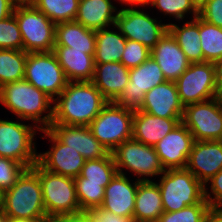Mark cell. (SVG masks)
<instances>
[{"instance_id":"cell-47","label":"cell","mask_w":222,"mask_h":222,"mask_svg":"<svg viewBox=\"0 0 222 222\" xmlns=\"http://www.w3.org/2000/svg\"><path fill=\"white\" fill-rule=\"evenodd\" d=\"M120 7L124 6H139L144 4V0H114Z\"/></svg>"},{"instance_id":"cell-28","label":"cell","mask_w":222,"mask_h":222,"mask_svg":"<svg viewBox=\"0 0 222 222\" xmlns=\"http://www.w3.org/2000/svg\"><path fill=\"white\" fill-rule=\"evenodd\" d=\"M95 44V30L88 29L76 21L56 24L55 46H67L94 54Z\"/></svg>"},{"instance_id":"cell-37","label":"cell","mask_w":222,"mask_h":222,"mask_svg":"<svg viewBox=\"0 0 222 222\" xmlns=\"http://www.w3.org/2000/svg\"><path fill=\"white\" fill-rule=\"evenodd\" d=\"M0 49L23 50L22 35L14 13L0 20Z\"/></svg>"},{"instance_id":"cell-15","label":"cell","mask_w":222,"mask_h":222,"mask_svg":"<svg viewBox=\"0 0 222 222\" xmlns=\"http://www.w3.org/2000/svg\"><path fill=\"white\" fill-rule=\"evenodd\" d=\"M165 81L167 80L158 63L150 56L141 65L130 68L129 82L114 102L133 110L139 109L145 99V94Z\"/></svg>"},{"instance_id":"cell-4","label":"cell","mask_w":222,"mask_h":222,"mask_svg":"<svg viewBox=\"0 0 222 222\" xmlns=\"http://www.w3.org/2000/svg\"><path fill=\"white\" fill-rule=\"evenodd\" d=\"M4 118H0V157L32 168L38 161L37 134L41 130L22 119Z\"/></svg>"},{"instance_id":"cell-29","label":"cell","mask_w":222,"mask_h":222,"mask_svg":"<svg viewBox=\"0 0 222 222\" xmlns=\"http://www.w3.org/2000/svg\"><path fill=\"white\" fill-rule=\"evenodd\" d=\"M95 36V63L121 62L127 39L119 29L115 25L99 29L95 31Z\"/></svg>"},{"instance_id":"cell-30","label":"cell","mask_w":222,"mask_h":222,"mask_svg":"<svg viewBox=\"0 0 222 222\" xmlns=\"http://www.w3.org/2000/svg\"><path fill=\"white\" fill-rule=\"evenodd\" d=\"M144 4L149 7V9L152 7L153 12L157 13H155V15H158L157 17L159 19L163 18V22L167 25H170L172 23L171 21L182 22L184 20L186 21V19L192 20L198 16V10L190 0H144ZM166 17L168 19H164ZM171 18L173 20H171ZM167 20L169 22H167Z\"/></svg>"},{"instance_id":"cell-32","label":"cell","mask_w":222,"mask_h":222,"mask_svg":"<svg viewBox=\"0 0 222 222\" xmlns=\"http://www.w3.org/2000/svg\"><path fill=\"white\" fill-rule=\"evenodd\" d=\"M117 173L114 158L110 152L102 159L85 160L80 175L84 178V183L101 184L105 188Z\"/></svg>"},{"instance_id":"cell-11","label":"cell","mask_w":222,"mask_h":222,"mask_svg":"<svg viewBox=\"0 0 222 222\" xmlns=\"http://www.w3.org/2000/svg\"><path fill=\"white\" fill-rule=\"evenodd\" d=\"M24 79L55 100L68 80L53 52L27 53Z\"/></svg>"},{"instance_id":"cell-42","label":"cell","mask_w":222,"mask_h":222,"mask_svg":"<svg viewBox=\"0 0 222 222\" xmlns=\"http://www.w3.org/2000/svg\"><path fill=\"white\" fill-rule=\"evenodd\" d=\"M89 222H136L134 218L115 215L101 207L83 211Z\"/></svg>"},{"instance_id":"cell-22","label":"cell","mask_w":222,"mask_h":222,"mask_svg":"<svg viewBox=\"0 0 222 222\" xmlns=\"http://www.w3.org/2000/svg\"><path fill=\"white\" fill-rule=\"evenodd\" d=\"M181 119L161 118L141 110H134L132 138L145 145L154 146L170 131Z\"/></svg>"},{"instance_id":"cell-21","label":"cell","mask_w":222,"mask_h":222,"mask_svg":"<svg viewBox=\"0 0 222 222\" xmlns=\"http://www.w3.org/2000/svg\"><path fill=\"white\" fill-rule=\"evenodd\" d=\"M150 56L158 63L167 81H176L190 62L169 31L151 50Z\"/></svg>"},{"instance_id":"cell-8","label":"cell","mask_w":222,"mask_h":222,"mask_svg":"<svg viewBox=\"0 0 222 222\" xmlns=\"http://www.w3.org/2000/svg\"><path fill=\"white\" fill-rule=\"evenodd\" d=\"M134 110L108 102L89 124L93 136L109 152L132 138Z\"/></svg>"},{"instance_id":"cell-1","label":"cell","mask_w":222,"mask_h":222,"mask_svg":"<svg viewBox=\"0 0 222 222\" xmlns=\"http://www.w3.org/2000/svg\"><path fill=\"white\" fill-rule=\"evenodd\" d=\"M108 102L92 81H68L54 100L51 124L89 126Z\"/></svg>"},{"instance_id":"cell-10","label":"cell","mask_w":222,"mask_h":222,"mask_svg":"<svg viewBox=\"0 0 222 222\" xmlns=\"http://www.w3.org/2000/svg\"><path fill=\"white\" fill-rule=\"evenodd\" d=\"M39 180L48 217L82 212L74 178L49 172L39 165Z\"/></svg>"},{"instance_id":"cell-7","label":"cell","mask_w":222,"mask_h":222,"mask_svg":"<svg viewBox=\"0 0 222 222\" xmlns=\"http://www.w3.org/2000/svg\"><path fill=\"white\" fill-rule=\"evenodd\" d=\"M146 8L145 4L120 7L115 26L127 40L137 41L152 50L168 31V25Z\"/></svg>"},{"instance_id":"cell-46","label":"cell","mask_w":222,"mask_h":222,"mask_svg":"<svg viewBox=\"0 0 222 222\" xmlns=\"http://www.w3.org/2000/svg\"><path fill=\"white\" fill-rule=\"evenodd\" d=\"M215 65V78L218 97L222 98V59L216 61Z\"/></svg>"},{"instance_id":"cell-44","label":"cell","mask_w":222,"mask_h":222,"mask_svg":"<svg viewBox=\"0 0 222 222\" xmlns=\"http://www.w3.org/2000/svg\"><path fill=\"white\" fill-rule=\"evenodd\" d=\"M14 2L13 0H0V20H3L14 12Z\"/></svg>"},{"instance_id":"cell-40","label":"cell","mask_w":222,"mask_h":222,"mask_svg":"<svg viewBox=\"0 0 222 222\" xmlns=\"http://www.w3.org/2000/svg\"><path fill=\"white\" fill-rule=\"evenodd\" d=\"M204 197L210 207H222V169L204 184Z\"/></svg>"},{"instance_id":"cell-39","label":"cell","mask_w":222,"mask_h":222,"mask_svg":"<svg viewBox=\"0 0 222 222\" xmlns=\"http://www.w3.org/2000/svg\"><path fill=\"white\" fill-rule=\"evenodd\" d=\"M150 53L151 50L143 44L134 40H126L121 63L129 69L137 67L150 57Z\"/></svg>"},{"instance_id":"cell-27","label":"cell","mask_w":222,"mask_h":222,"mask_svg":"<svg viewBox=\"0 0 222 222\" xmlns=\"http://www.w3.org/2000/svg\"><path fill=\"white\" fill-rule=\"evenodd\" d=\"M176 23V24H175ZM172 22L168 25V31L176 39L181 50L190 63L204 62L203 52L200 44V17L192 20Z\"/></svg>"},{"instance_id":"cell-38","label":"cell","mask_w":222,"mask_h":222,"mask_svg":"<svg viewBox=\"0 0 222 222\" xmlns=\"http://www.w3.org/2000/svg\"><path fill=\"white\" fill-rule=\"evenodd\" d=\"M26 169L17 161L0 157V190L4 192L10 189Z\"/></svg>"},{"instance_id":"cell-18","label":"cell","mask_w":222,"mask_h":222,"mask_svg":"<svg viewBox=\"0 0 222 222\" xmlns=\"http://www.w3.org/2000/svg\"><path fill=\"white\" fill-rule=\"evenodd\" d=\"M186 169L204 185L222 169V140L194 141Z\"/></svg>"},{"instance_id":"cell-3","label":"cell","mask_w":222,"mask_h":222,"mask_svg":"<svg viewBox=\"0 0 222 222\" xmlns=\"http://www.w3.org/2000/svg\"><path fill=\"white\" fill-rule=\"evenodd\" d=\"M2 212L9 218H48L38 163L32 168H27L17 182L3 192Z\"/></svg>"},{"instance_id":"cell-49","label":"cell","mask_w":222,"mask_h":222,"mask_svg":"<svg viewBox=\"0 0 222 222\" xmlns=\"http://www.w3.org/2000/svg\"><path fill=\"white\" fill-rule=\"evenodd\" d=\"M15 6H35L39 0H13Z\"/></svg>"},{"instance_id":"cell-2","label":"cell","mask_w":222,"mask_h":222,"mask_svg":"<svg viewBox=\"0 0 222 222\" xmlns=\"http://www.w3.org/2000/svg\"><path fill=\"white\" fill-rule=\"evenodd\" d=\"M53 103L51 97L25 79L0 87V105L12 117L31 122L39 130L48 129L52 123Z\"/></svg>"},{"instance_id":"cell-50","label":"cell","mask_w":222,"mask_h":222,"mask_svg":"<svg viewBox=\"0 0 222 222\" xmlns=\"http://www.w3.org/2000/svg\"><path fill=\"white\" fill-rule=\"evenodd\" d=\"M206 0H190L193 6L199 11V9L204 5Z\"/></svg>"},{"instance_id":"cell-19","label":"cell","mask_w":222,"mask_h":222,"mask_svg":"<svg viewBox=\"0 0 222 222\" xmlns=\"http://www.w3.org/2000/svg\"><path fill=\"white\" fill-rule=\"evenodd\" d=\"M117 173L105 187L101 208L115 215L133 218L139 180Z\"/></svg>"},{"instance_id":"cell-13","label":"cell","mask_w":222,"mask_h":222,"mask_svg":"<svg viewBox=\"0 0 222 222\" xmlns=\"http://www.w3.org/2000/svg\"><path fill=\"white\" fill-rule=\"evenodd\" d=\"M181 104L204 102L218 96L215 65L211 62L190 63L175 81Z\"/></svg>"},{"instance_id":"cell-41","label":"cell","mask_w":222,"mask_h":222,"mask_svg":"<svg viewBox=\"0 0 222 222\" xmlns=\"http://www.w3.org/2000/svg\"><path fill=\"white\" fill-rule=\"evenodd\" d=\"M198 16L206 22L222 28V0H206Z\"/></svg>"},{"instance_id":"cell-34","label":"cell","mask_w":222,"mask_h":222,"mask_svg":"<svg viewBox=\"0 0 222 222\" xmlns=\"http://www.w3.org/2000/svg\"><path fill=\"white\" fill-rule=\"evenodd\" d=\"M79 0H39L35 7L55 24L75 21Z\"/></svg>"},{"instance_id":"cell-20","label":"cell","mask_w":222,"mask_h":222,"mask_svg":"<svg viewBox=\"0 0 222 222\" xmlns=\"http://www.w3.org/2000/svg\"><path fill=\"white\" fill-rule=\"evenodd\" d=\"M138 110L156 117L182 119L184 106L181 104L174 81H165L145 94Z\"/></svg>"},{"instance_id":"cell-36","label":"cell","mask_w":222,"mask_h":222,"mask_svg":"<svg viewBox=\"0 0 222 222\" xmlns=\"http://www.w3.org/2000/svg\"><path fill=\"white\" fill-rule=\"evenodd\" d=\"M209 203H198L179 211L164 212L156 222H204Z\"/></svg>"},{"instance_id":"cell-35","label":"cell","mask_w":222,"mask_h":222,"mask_svg":"<svg viewBox=\"0 0 222 222\" xmlns=\"http://www.w3.org/2000/svg\"><path fill=\"white\" fill-rule=\"evenodd\" d=\"M74 182L81 211L102 206L105 188L101 184L84 183L81 175L77 176Z\"/></svg>"},{"instance_id":"cell-12","label":"cell","mask_w":222,"mask_h":222,"mask_svg":"<svg viewBox=\"0 0 222 222\" xmlns=\"http://www.w3.org/2000/svg\"><path fill=\"white\" fill-rule=\"evenodd\" d=\"M181 122L194 141L222 140V98L186 105Z\"/></svg>"},{"instance_id":"cell-45","label":"cell","mask_w":222,"mask_h":222,"mask_svg":"<svg viewBox=\"0 0 222 222\" xmlns=\"http://www.w3.org/2000/svg\"><path fill=\"white\" fill-rule=\"evenodd\" d=\"M204 222H222V207H210Z\"/></svg>"},{"instance_id":"cell-23","label":"cell","mask_w":222,"mask_h":222,"mask_svg":"<svg viewBox=\"0 0 222 222\" xmlns=\"http://www.w3.org/2000/svg\"><path fill=\"white\" fill-rule=\"evenodd\" d=\"M68 81H91L94 75V54L67 46H54L52 51Z\"/></svg>"},{"instance_id":"cell-5","label":"cell","mask_w":222,"mask_h":222,"mask_svg":"<svg viewBox=\"0 0 222 222\" xmlns=\"http://www.w3.org/2000/svg\"><path fill=\"white\" fill-rule=\"evenodd\" d=\"M155 181L160 189L164 212L208 203L204 197V185L186 168L167 169Z\"/></svg>"},{"instance_id":"cell-33","label":"cell","mask_w":222,"mask_h":222,"mask_svg":"<svg viewBox=\"0 0 222 222\" xmlns=\"http://www.w3.org/2000/svg\"><path fill=\"white\" fill-rule=\"evenodd\" d=\"M200 44L204 62L215 63L222 59V28L200 17Z\"/></svg>"},{"instance_id":"cell-17","label":"cell","mask_w":222,"mask_h":222,"mask_svg":"<svg viewBox=\"0 0 222 222\" xmlns=\"http://www.w3.org/2000/svg\"><path fill=\"white\" fill-rule=\"evenodd\" d=\"M48 130L85 160L102 159L110 152L92 134L89 126L50 124Z\"/></svg>"},{"instance_id":"cell-51","label":"cell","mask_w":222,"mask_h":222,"mask_svg":"<svg viewBox=\"0 0 222 222\" xmlns=\"http://www.w3.org/2000/svg\"><path fill=\"white\" fill-rule=\"evenodd\" d=\"M0 222H9V217L6 216L2 211L0 212Z\"/></svg>"},{"instance_id":"cell-24","label":"cell","mask_w":222,"mask_h":222,"mask_svg":"<svg viewBox=\"0 0 222 222\" xmlns=\"http://www.w3.org/2000/svg\"><path fill=\"white\" fill-rule=\"evenodd\" d=\"M113 0H79L75 21L92 30L115 25L119 8Z\"/></svg>"},{"instance_id":"cell-31","label":"cell","mask_w":222,"mask_h":222,"mask_svg":"<svg viewBox=\"0 0 222 222\" xmlns=\"http://www.w3.org/2000/svg\"><path fill=\"white\" fill-rule=\"evenodd\" d=\"M27 52L0 49V87L24 79Z\"/></svg>"},{"instance_id":"cell-14","label":"cell","mask_w":222,"mask_h":222,"mask_svg":"<svg viewBox=\"0 0 222 222\" xmlns=\"http://www.w3.org/2000/svg\"><path fill=\"white\" fill-rule=\"evenodd\" d=\"M39 135L50 143L47 151H38L37 163L43 169L74 179L81 174L85 159L78 151L60 142L48 129L41 130Z\"/></svg>"},{"instance_id":"cell-52","label":"cell","mask_w":222,"mask_h":222,"mask_svg":"<svg viewBox=\"0 0 222 222\" xmlns=\"http://www.w3.org/2000/svg\"><path fill=\"white\" fill-rule=\"evenodd\" d=\"M2 197H3V192L0 190V212L2 211Z\"/></svg>"},{"instance_id":"cell-26","label":"cell","mask_w":222,"mask_h":222,"mask_svg":"<svg viewBox=\"0 0 222 222\" xmlns=\"http://www.w3.org/2000/svg\"><path fill=\"white\" fill-rule=\"evenodd\" d=\"M164 213L156 181H140L136 191L133 218L136 222H156Z\"/></svg>"},{"instance_id":"cell-6","label":"cell","mask_w":222,"mask_h":222,"mask_svg":"<svg viewBox=\"0 0 222 222\" xmlns=\"http://www.w3.org/2000/svg\"><path fill=\"white\" fill-rule=\"evenodd\" d=\"M118 173L139 181H155L165 171L154 146L131 138L112 152ZM130 175H129V174Z\"/></svg>"},{"instance_id":"cell-43","label":"cell","mask_w":222,"mask_h":222,"mask_svg":"<svg viewBox=\"0 0 222 222\" xmlns=\"http://www.w3.org/2000/svg\"><path fill=\"white\" fill-rule=\"evenodd\" d=\"M46 222H89L86 214L82 211L75 214L55 215L48 217Z\"/></svg>"},{"instance_id":"cell-48","label":"cell","mask_w":222,"mask_h":222,"mask_svg":"<svg viewBox=\"0 0 222 222\" xmlns=\"http://www.w3.org/2000/svg\"><path fill=\"white\" fill-rule=\"evenodd\" d=\"M47 218H9V222H46Z\"/></svg>"},{"instance_id":"cell-25","label":"cell","mask_w":222,"mask_h":222,"mask_svg":"<svg viewBox=\"0 0 222 222\" xmlns=\"http://www.w3.org/2000/svg\"><path fill=\"white\" fill-rule=\"evenodd\" d=\"M129 70L121 62L95 63L91 81L109 102H114L129 82Z\"/></svg>"},{"instance_id":"cell-16","label":"cell","mask_w":222,"mask_h":222,"mask_svg":"<svg viewBox=\"0 0 222 222\" xmlns=\"http://www.w3.org/2000/svg\"><path fill=\"white\" fill-rule=\"evenodd\" d=\"M193 143L191 132L180 122L154 148L165 170L186 168Z\"/></svg>"},{"instance_id":"cell-9","label":"cell","mask_w":222,"mask_h":222,"mask_svg":"<svg viewBox=\"0 0 222 222\" xmlns=\"http://www.w3.org/2000/svg\"><path fill=\"white\" fill-rule=\"evenodd\" d=\"M23 50L27 53L52 52L55 46L56 24L35 6H15Z\"/></svg>"}]
</instances>
